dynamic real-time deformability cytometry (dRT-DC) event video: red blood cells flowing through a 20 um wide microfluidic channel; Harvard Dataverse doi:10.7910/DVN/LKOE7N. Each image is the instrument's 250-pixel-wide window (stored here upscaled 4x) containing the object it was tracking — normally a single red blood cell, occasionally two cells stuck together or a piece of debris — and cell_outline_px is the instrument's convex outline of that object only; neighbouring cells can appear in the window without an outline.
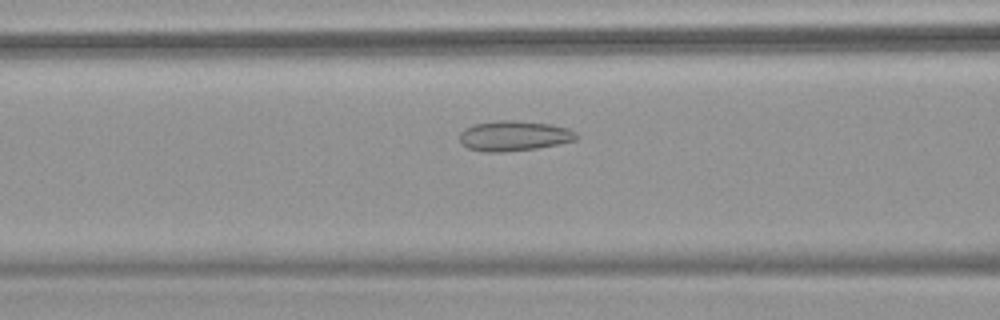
{"species": "common noctule bat (a hibernating species)", "species_latin": "Nyctalus noctula", "temperature_condition": "warm", "stored_images_in_passage": 52, "camera_frame_rate_fps": 3000, "um_per_image_px": 0.085, "animal": {"sex": "female", "body_mass_g": 18.4}, "frame": {"image": 1, "passage_image": 21, "time_ms": 6.667, "image_size_px": [1000, 320], "cell_outline_px": [[580, 136], [576, 140], [536, 148], [500, 152], [484, 152], [468, 148], [460, 144], [460, 132], [464, 128], [476, 124], [496, 120], [512, 120], [552, 124], [568, 128], [576, 132]], "centroid_in_image_um": [43.68, 11.54], "position_along_channel_um": 122.9, "area_um2": 20.58}}
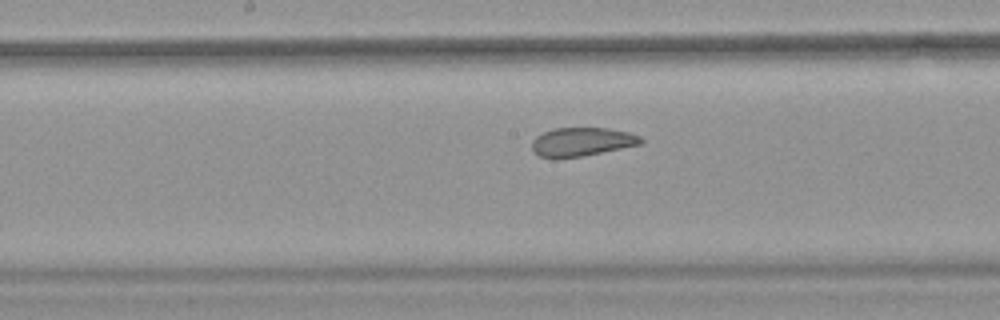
{"frame": {"image": 2, "passage_image": 27, "time_ms": 8.667, "image_size_px": [1000, 320], "cell_outline_px": [[644, 144], [584, 156], [556, 160], [552, 160], [540, 156], [532, 152], [532, 140], [536, 136], [552, 128], [608, 128], [628, 132], [640, 136], [644, 140]], "centroid_in_image_um": [49.44, 12.08], "position_along_channel_um": 198.8, "area_um2": 18.79}}
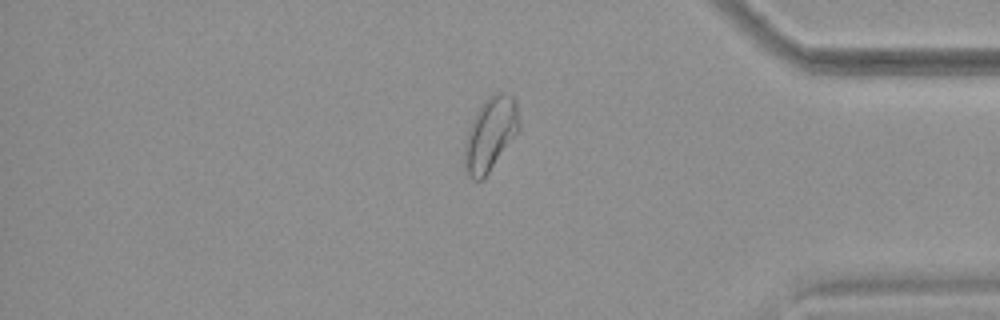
{"frame": {"image": 3, "passage_image": 44, "time_ms": 14.333, "image_size_px": [1000, 320], "cell_outline_px": [[520, 128], [488, 172], [480, 180], [472, 180], [468, 176], [464, 160], [464, 140], [468, 128], [476, 112], [484, 100], [492, 92], [504, 92], [512, 96], [516, 100], [520, 124]], "centroid_in_image_um": [41.66, 11.34], "position_along_channel_um": 393.5, "area_um2": 23.29}, "authors_computed_cell_mechanics": {"area_um2": 23.0622, "velocity_mm_per_s": 3.8002, "shape_relaxation_time_tau1_ms": 5.3393, "shape_relaxation_time_tau2_ms": 1.3581, "deformation_change_tau1": 0.0956, "deformation_change_tau2": 0.061}}